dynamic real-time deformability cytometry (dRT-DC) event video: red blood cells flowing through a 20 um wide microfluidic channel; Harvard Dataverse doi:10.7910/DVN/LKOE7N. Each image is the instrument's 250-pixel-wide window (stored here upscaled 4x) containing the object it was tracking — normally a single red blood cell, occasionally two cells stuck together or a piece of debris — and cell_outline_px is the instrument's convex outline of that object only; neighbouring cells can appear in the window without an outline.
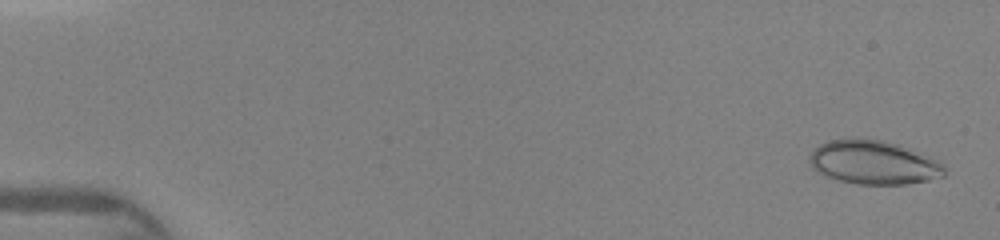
{"species": "human", "species_latin": "Homo sapiens", "temperature_condition": "warm", "stored_images_in_passage": 46, "camera_frame_rate_fps": 3000, "um_per_image_px": 0.085, "donor": {"sex": "female"}, "frame": {"image": 1, "passage_image": 2, "time_ms": 0.333, "image_size_px": [1000, 240], "cell_outline_px": [[944, 176], [928, 180], [904, 184], [856, 184], [840, 180], [828, 176], [812, 168], [808, 160], [808, 156], [812, 148], [828, 140], [884, 140], [900, 144], [940, 160], [944, 168]], "centroid_in_image_um": [74.26, 13.81], "position_along_channel_um": 10.7, "area_um2": 34.28}}
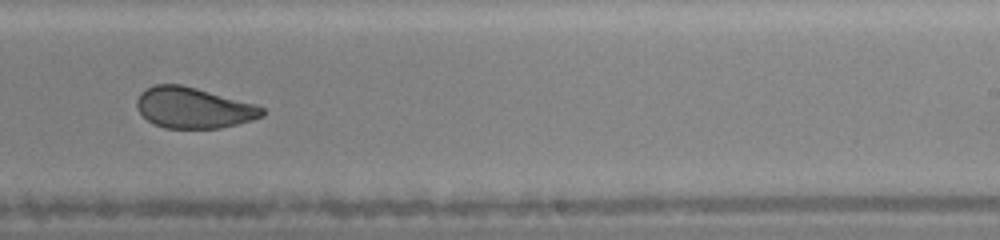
{"frame": {"image": 2, "passage_image": 30, "time_ms": 9.667, "image_size_px": [1000, 240], "cell_outline_px": [[264, 116], [252, 120], [220, 128], [164, 128], [152, 124], [136, 108], [136, 100], [140, 92], [156, 84], [180, 84], [196, 88], [256, 104], [264, 108]], "centroid_in_image_um": [16.43, 9.17], "position_along_channel_um": 272.6, "area_um2": 29.82}}
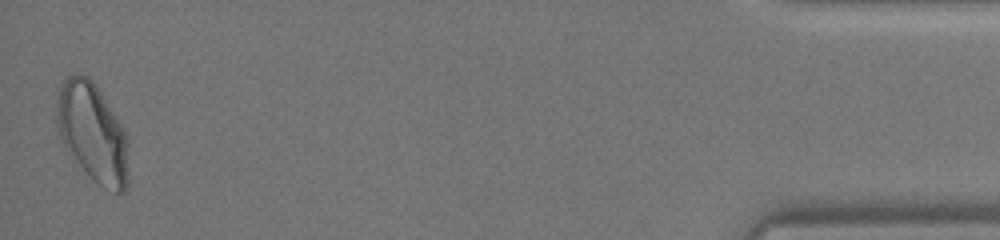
{"frame": {"image": 3, "passage_image": 46, "time_ms": 15.0, "image_size_px": [1000, 240], "cell_outline_px": [[128, 184], [124, 192], [120, 196], [104, 188], [80, 164], [60, 140], [56, 124], [56, 104], [60, 88], [64, 80], [72, 72], [80, 72], [88, 76], [96, 84], [120, 124], [128, 140]], "centroid_in_image_um": [7.87, 11.24], "position_along_channel_um": 427.3, "area_um2": 41.21}}